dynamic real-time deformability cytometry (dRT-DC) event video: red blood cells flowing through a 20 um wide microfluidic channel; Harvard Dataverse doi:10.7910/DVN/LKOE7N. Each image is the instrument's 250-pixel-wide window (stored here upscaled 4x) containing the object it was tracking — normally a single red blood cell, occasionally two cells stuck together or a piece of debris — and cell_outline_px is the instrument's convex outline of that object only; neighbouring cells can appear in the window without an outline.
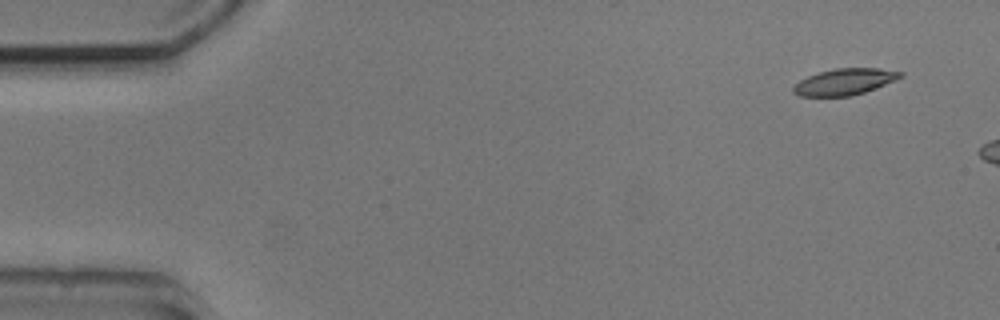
{"species": "common noctule bat (a hibernating species)", "species_latin": "Nyctalus noctula", "temperature_condition": "cold", "stored_images_in_passage": 3, "camera_frame_rate_fps": 3000, "um_per_image_px": 0.085, "animal": {"sex": "male", "body_mass_g": 20.5, "forearm_length_mm": 52.5}, "frame": {"image": 1, "passage_image": 1, "time_ms": 0.0, "image_size_px": [1000, 320], "cell_outline_px": [[904, 76], [896, 80], [864, 92], [852, 96], [800, 96], [792, 92], [792, 88], [800, 80], [808, 76], [820, 72], [836, 68], [880, 68], [904, 72]], "centroid_in_image_um": [71.82, 6.95], "position_along_channel_um": 13.2, "area_um2": 16.42}}